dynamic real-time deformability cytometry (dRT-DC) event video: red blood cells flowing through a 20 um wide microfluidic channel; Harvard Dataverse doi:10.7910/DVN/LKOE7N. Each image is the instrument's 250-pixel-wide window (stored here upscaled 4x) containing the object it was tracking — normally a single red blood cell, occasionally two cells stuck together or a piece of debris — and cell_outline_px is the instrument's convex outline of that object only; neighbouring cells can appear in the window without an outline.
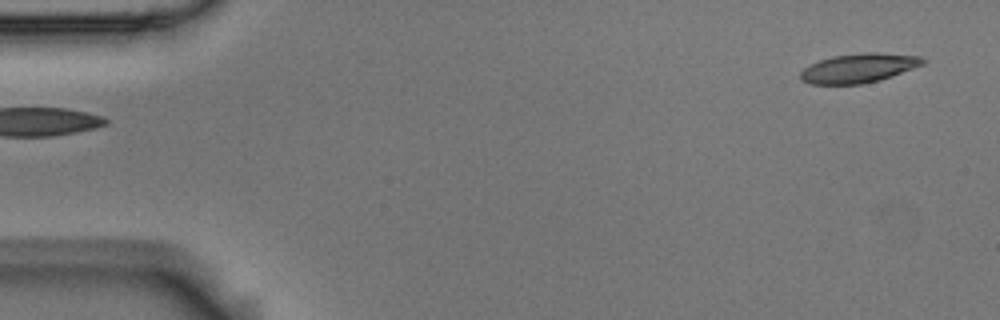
{"species": "Egyptian fruit bat (a non-hibernating species)", "species_latin": "Rousettus aegyptiacus", "temperature_condition": "room temperature", "stored_images_in_passage": 4, "segment_of_instrument_passage": [2, 2], "camera_frame_rate_fps": 3000, "um_per_image_px": 0.085, "animal": {"sex": "male"}, "frame": {"image": 1, "passage_image": 4, "time_ms": 1.0, "image_size_px": [1000, 320], "cell_outline_px": [[928, 60], [924, 64], [892, 76], [880, 80], [860, 84], [812, 84], [800, 80], [800, 72], [804, 68], [820, 60], [832, 56], [864, 52], [876, 52], [920, 56]], "centroid_in_image_um": [73.01, 5.78], "position_along_channel_um": 12.0, "area_um2": 20.87}}